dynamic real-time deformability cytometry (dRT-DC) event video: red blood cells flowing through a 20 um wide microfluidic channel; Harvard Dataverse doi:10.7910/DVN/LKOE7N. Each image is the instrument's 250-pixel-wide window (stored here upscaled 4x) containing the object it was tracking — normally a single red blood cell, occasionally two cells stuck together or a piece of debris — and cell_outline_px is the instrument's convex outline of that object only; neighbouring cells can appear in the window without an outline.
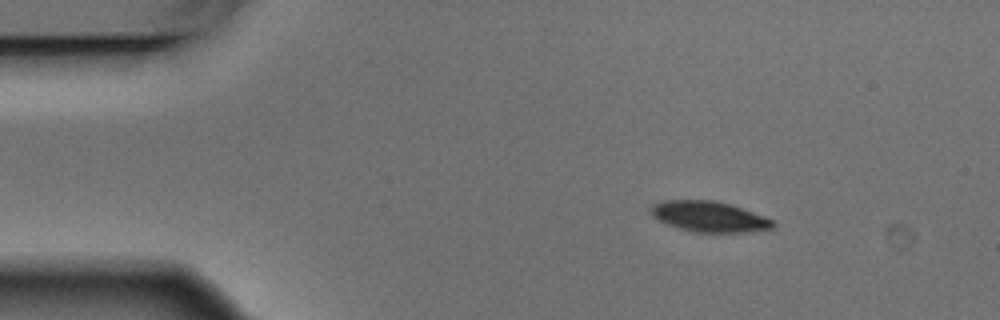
{"species": "Egyptian fruit bat (a non-hibernating species)", "species_latin": "Rousettus aegyptiacus", "temperature_condition": "warm", "stored_images_in_passage": 3, "camera_frame_rate_fps": 3000, "um_per_image_px": 0.085, "animal": {"sex": "male"}, "frame": {"image": 1, "passage_image": 1, "time_ms": 0.0, "image_size_px": [1000, 320], "cell_outline_px": [[776, 224], [772, 228], [748, 232], [692, 232], [676, 228], [652, 216], [652, 204], [664, 200], [712, 200], [728, 204], [776, 220]], "centroid_in_image_um": [60.29, 18.42], "position_along_channel_um": 24.7, "area_um2": 21.62}}